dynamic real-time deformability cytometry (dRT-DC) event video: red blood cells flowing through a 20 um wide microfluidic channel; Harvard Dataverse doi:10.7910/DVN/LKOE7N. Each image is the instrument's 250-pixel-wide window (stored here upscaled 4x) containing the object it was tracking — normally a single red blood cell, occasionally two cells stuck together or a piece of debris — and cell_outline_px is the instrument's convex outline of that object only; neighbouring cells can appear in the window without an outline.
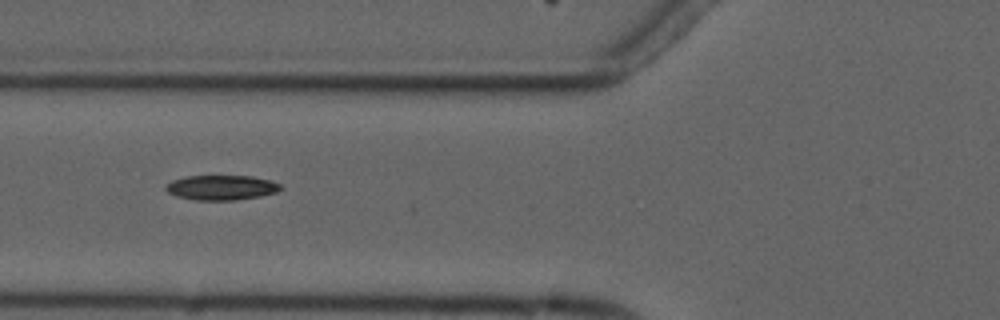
{"species": "common noctule bat (a hibernating species)", "species_latin": "Nyctalus noctula", "temperature_condition": "cold", "stored_images_in_passage": 5, "camera_frame_rate_fps": 3000, "um_per_image_px": 0.085, "animal": {"sex": "male", "forearm_length_mm": 52.5}, "frame": {"image": 1, "passage_image": 3, "time_ms": 2.333, "image_size_px": [1000, 320], "cell_outline_px": [[284, 188], [276, 192], [260, 196], [236, 200], [196, 200], [176, 196], [168, 192], [164, 188], [164, 184], [172, 180], [184, 176], [252, 176], [268, 180], [280, 184]], "centroid_in_image_um": [18.78, 15.94], "position_along_channel_um": 107.0, "area_um2": 16.7}}
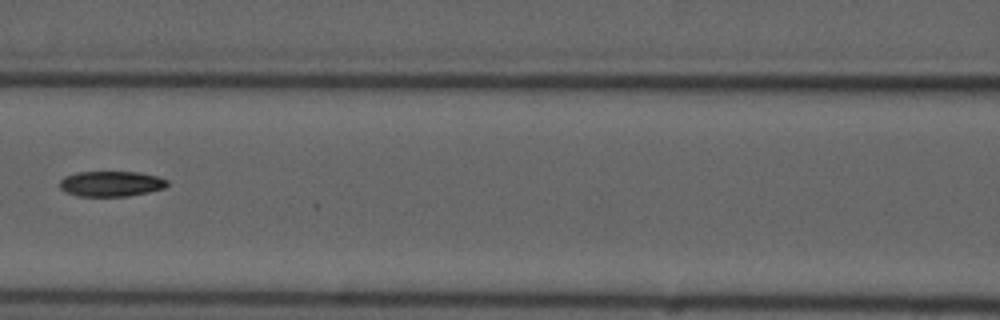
{"frame": {"image": 2, "passage_image": 4, "time_ms": 3.667, "image_size_px": [1000, 320], "cell_outline_px": [[168, 184], [164, 188], [148, 192], [128, 196], [76, 196], [64, 192], [60, 188], [60, 180], [64, 176], [76, 172], [140, 172], [156, 176], [168, 180]], "centroid_in_image_um": [9.41, 15.62], "position_along_channel_um": 157.2, "area_um2": 16.01}}
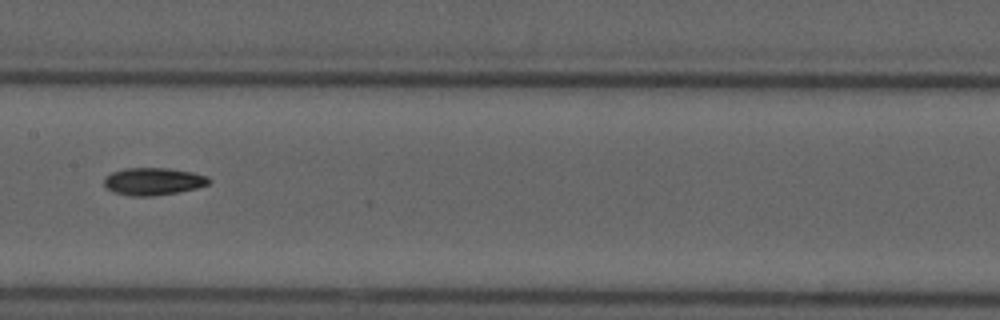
{"frame": {"image": 3, "passage_image": 5, "time_ms": 4.667, "image_size_px": [1000, 320], "cell_outline_px": [[212, 180], [208, 184], [196, 188], [176, 192], [152, 196], [132, 196], [112, 192], [104, 184], [104, 176], [112, 172], [124, 168], [168, 168], [192, 172], [208, 176]], "centroid_in_image_um": [13.01, 15.41], "position_along_channel_um": 194.4, "area_um2": 16.76}}